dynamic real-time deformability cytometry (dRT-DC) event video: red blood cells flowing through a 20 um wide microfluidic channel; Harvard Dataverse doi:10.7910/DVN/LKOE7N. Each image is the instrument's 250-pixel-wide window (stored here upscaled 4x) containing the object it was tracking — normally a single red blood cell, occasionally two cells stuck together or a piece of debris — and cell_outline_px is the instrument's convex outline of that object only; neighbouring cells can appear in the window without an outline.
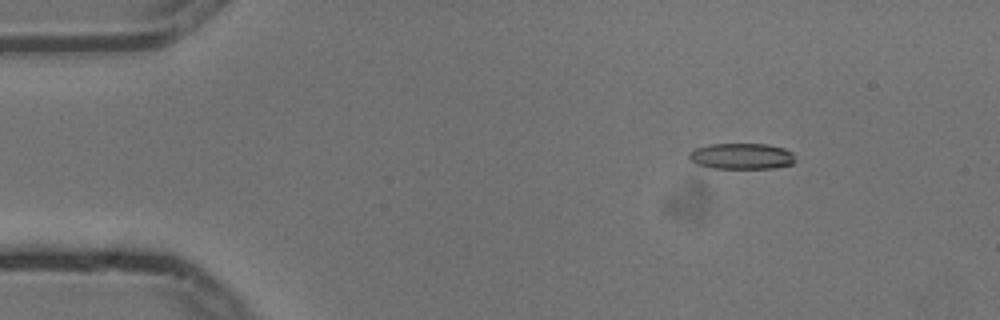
{"species": "common noctule bat (a hibernating species)", "species_latin": "Nyctalus noctula", "temperature_condition": "cold", "stored_images_in_passage": 8, "camera_frame_rate_fps": 3000, "um_per_image_px": 0.085, "animal": {"sex": "male", "body_mass_g": 13.3}, "frame": {"image": 1, "passage_image": 3, "time_ms": 0.667, "image_size_px": [1000, 320], "cell_outline_px": [[796, 160], [792, 164], [776, 168], [712, 168], [696, 164], [688, 156], [688, 152], [696, 148], [708, 144], [768, 144], [784, 148], [792, 152]], "centroid_in_image_um": [63.05, 13.27], "position_along_channel_um": 22.0, "area_um2": 16.18}}
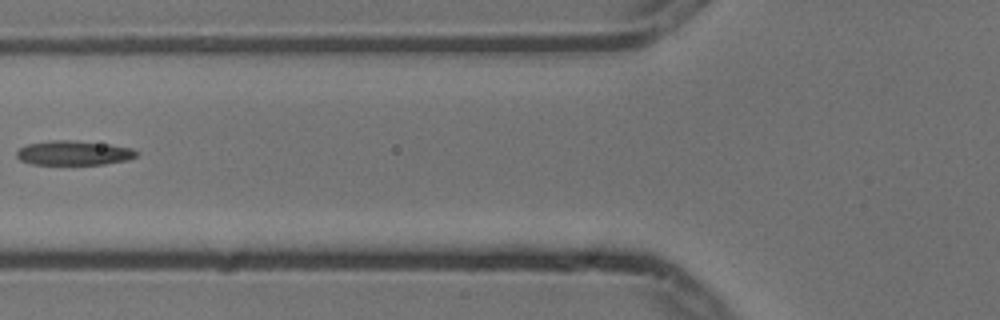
{"frame": {"image": 2, "passage_image": 7, "time_ms": 2.0, "image_size_px": [1000, 320], "cell_outline_px": [[140, 152], [136, 156], [128, 160], [104, 164], [32, 164], [20, 160], [16, 156], [16, 152], [20, 148], [28, 144], [52, 140], [76, 140], [108, 144], [132, 148]], "centroid_in_image_um": [6.29, 12.99], "position_along_channel_um": 119.5, "area_um2": 17.11}}
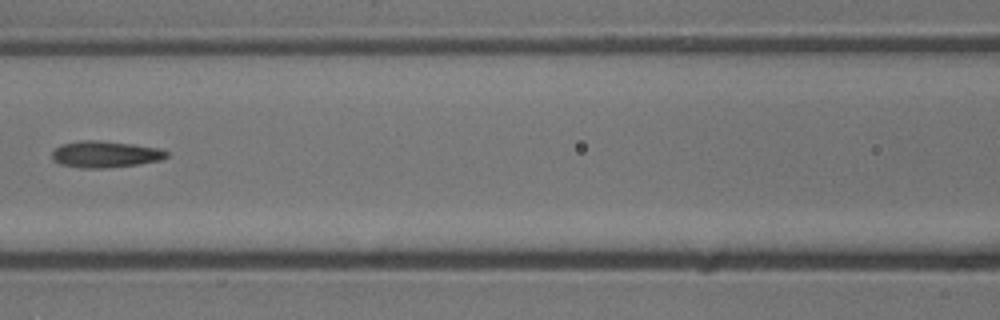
{"frame": {"image": 3, "passage_image": 8, "time_ms": 2.333, "image_size_px": [1000, 320], "cell_outline_px": [[168, 156], [160, 160], [136, 164], [104, 168], [80, 168], [60, 164], [52, 160], [52, 152], [60, 144], [80, 140], [96, 140], [132, 144], [160, 148], [168, 152]], "centroid_in_image_um": [8.91, 13.11], "position_along_channel_um": 157.7, "area_um2": 17.69}}